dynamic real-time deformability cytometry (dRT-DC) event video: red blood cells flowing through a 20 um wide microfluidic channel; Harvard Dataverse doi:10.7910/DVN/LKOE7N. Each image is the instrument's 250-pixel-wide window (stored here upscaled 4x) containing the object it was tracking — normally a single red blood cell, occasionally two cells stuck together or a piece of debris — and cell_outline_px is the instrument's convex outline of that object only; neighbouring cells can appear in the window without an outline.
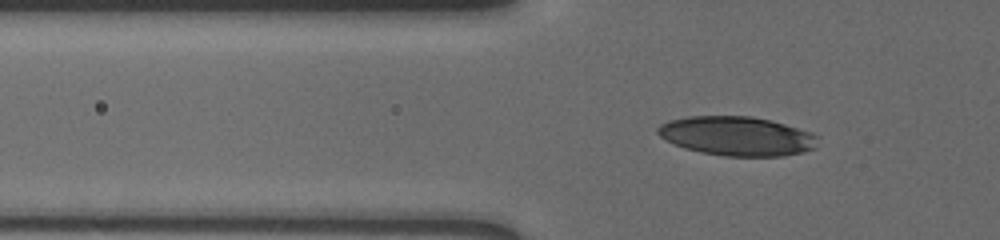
{"species": "human", "species_latin": "Homo sapiens", "temperature_condition": "cold", "stored_images_in_passage": 48, "camera_frame_rate_fps": 3000, "um_per_image_px": 0.085, "donor": {"sex": "male"}, "frame": {"image": 1, "passage_image": 13, "time_ms": 4.0, "image_size_px": [1000, 240], "cell_outline_px": [[820, 136], [816, 148], [804, 152], [784, 156], [724, 156], [700, 152], [684, 148], [660, 136], [656, 132], [656, 128], [660, 124], [668, 120], [688, 116], [752, 116], [784, 124], [812, 132]], "centroid_in_image_um": [62.67, 11.57], "position_along_channel_um": 63.1, "area_um2": 36.76}}
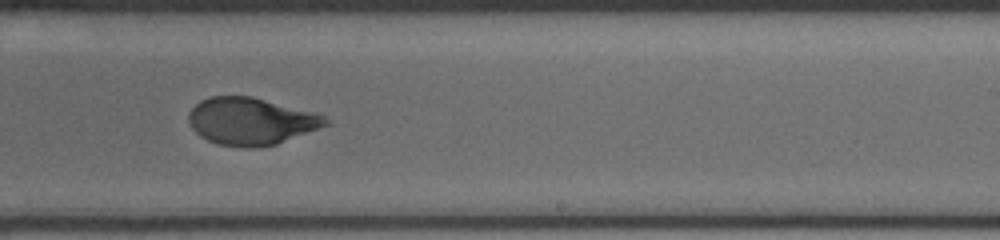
{"frame": {"image": 2, "passage_image": 31, "time_ms": 10.0, "image_size_px": [1000, 240], "cell_outline_px": [[332, 124], [276, 144], [256, 148], [244, 148], [216, 144], [200, 136], [192, 128], [188, 120], [188, 112], [200, 100], [212, 96], [252, 96], [324, 116], [332, 120]], "centroid_in_image_um": [21.32, 10.32], "position_along_channel_um": 267.7, "area_um2": 37.69}}
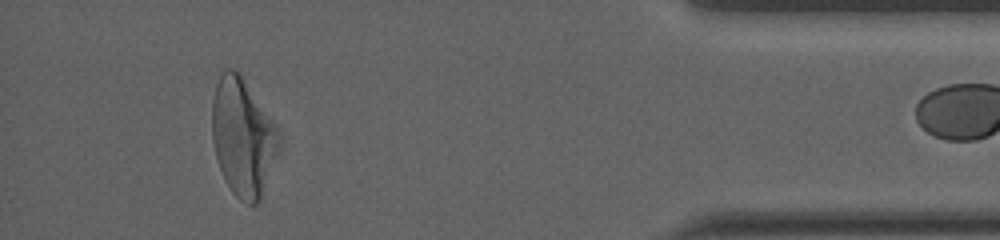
{"frame": {"image": 3, "passage_image": 47, "time_ms": 15.333, "image_size_px": [1000, 240], "cell_outline_px": [[268, 132], [264, 168], [260, 200], [256, 204], [248, 204], [240, 200], [232, 192], [224, 180], [216, 156], [212, 140], [212, 100], [216, 84], [220, 76], [228, 68], [232, 68], [240, 76], [268, 128]], "centroid_in_image_um": [20.3, 11.68], "position_along_channel_um": 414.9, "area_um2": 39.13}}